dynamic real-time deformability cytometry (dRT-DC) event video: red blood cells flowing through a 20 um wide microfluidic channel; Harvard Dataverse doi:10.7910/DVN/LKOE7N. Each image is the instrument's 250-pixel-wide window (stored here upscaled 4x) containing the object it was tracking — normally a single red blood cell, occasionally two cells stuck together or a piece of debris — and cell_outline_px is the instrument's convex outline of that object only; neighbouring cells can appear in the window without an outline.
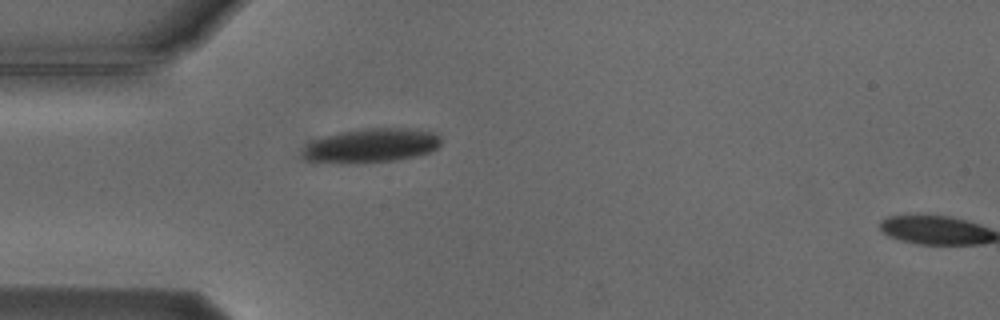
{"species": "Egyptian fruit bat (a non-hibernating species)", "species_latin": "Rousettus aegyptiacus", "temperature_condition": "cold", "stored_images_in_passage": 2, "segment_of_instrument_passage": [1, 2], "camera_frame_rate_fps": 3000, "um_per_image_px": 0.085, "animal": {"sex": "male"}, "frame": {"image": 1, "passage_image": 1, "time_ms": 0.0, "image_size_px": [1000, 320], "cell_outline_px": [[440, 144], [432, 152], [416, 156], [396, 160], [360, 164], [340, 164], [308, 160], [300, 156], [304, 148], [312, 140], [324, 136], [340, 132], [364, 128], [416, 128], [436, 132], [440, 136]], "centroid_in_image_um": [31.57, 12.38], "position_along_channel_um": 53.4, "area_um2": 28.15}}